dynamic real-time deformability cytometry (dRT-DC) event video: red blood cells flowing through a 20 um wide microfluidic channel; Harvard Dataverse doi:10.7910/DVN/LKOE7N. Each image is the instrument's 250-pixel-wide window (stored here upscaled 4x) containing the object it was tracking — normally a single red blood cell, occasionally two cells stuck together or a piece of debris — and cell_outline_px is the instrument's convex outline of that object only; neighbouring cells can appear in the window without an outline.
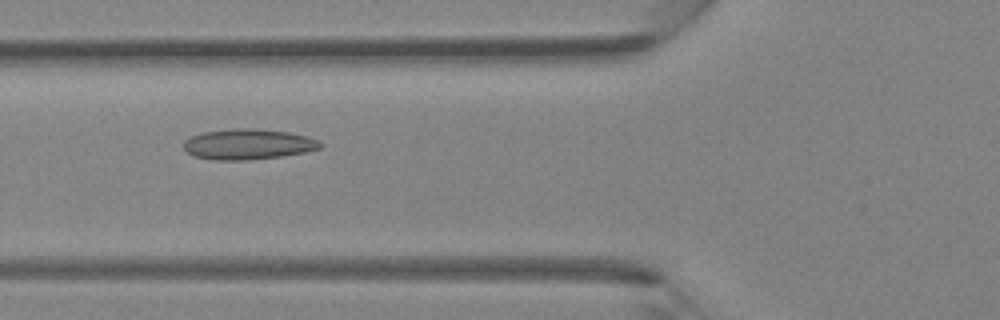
{"species": "Egyptian fruit bat (a non-hibernating species)", "species_latin": "Rousettus aegyptiacus", "temperature_condition": "room temperature", "stored_images_in_passage": 45, "camera_frame_rate_fps": 3000, "um_per_image_px": 0.085, "animal": {"sex": "female"}, "frame": {"image": 1, "passage_image": 17, "time_ms": 5.333, "image_size_px": [1000, 320], "cell_outline_px": [[324, 144], [320, 148], [304, 152], [284, 156], [248, 160], [212, 160], [192, 156], [184, 148], [184, 140], [200, 132], [236, 128], [252, 128], [288, 132], [308, 136], [320, 140]], "centroid_in_image_um": [21.09, 12.26], "position_along_channel_um": 104.7, "area_um2": 24.57}}
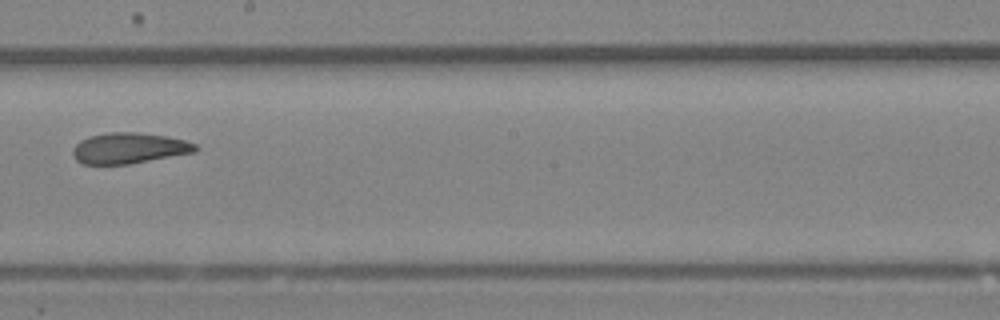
{"frame": {"image": 2, "passage_image": 26, "time_ms": 8.333, "image_size_px": [1000, 320], "cell_outline_px": [[200, 148], [196, 152], [128, 164], [84, 164], [76, 160], [72, 152], [76, 144], [80, 140], [88, 136], [108, 132], [136, 132], [164, 136], [184, 140], [196, 144]], "centroid_in_image_um": [10.97, 12.59], "position_along_channel_um": 237.2, "area_um2": 21.96}}
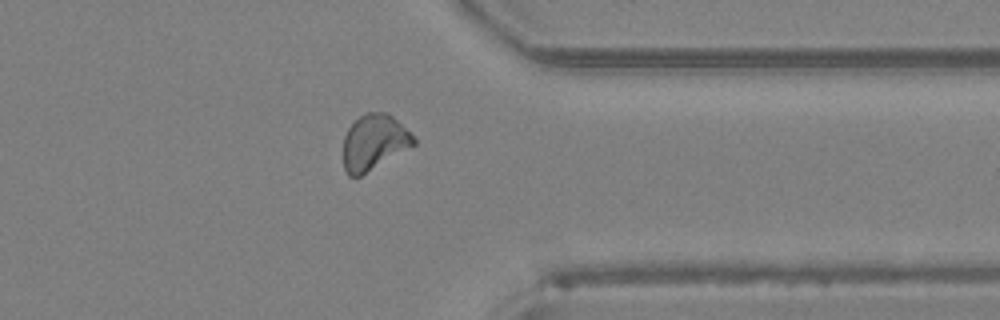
{"frame": {"image": 3, "passage_image": 36, "time_ms": 11.667, "image_size_px": [1000, 320], "cell_outline_px": [[416, 144], [360, 176], [348, 176], [344, 168], [344, 136], [348, 128], [360, 116], [368, 112], [388, 112], [416, 140]], "centroid_in_image_um": [31.77, 12.09], "position_along_channel_um": 379.6, "area_um2": 22.31}}